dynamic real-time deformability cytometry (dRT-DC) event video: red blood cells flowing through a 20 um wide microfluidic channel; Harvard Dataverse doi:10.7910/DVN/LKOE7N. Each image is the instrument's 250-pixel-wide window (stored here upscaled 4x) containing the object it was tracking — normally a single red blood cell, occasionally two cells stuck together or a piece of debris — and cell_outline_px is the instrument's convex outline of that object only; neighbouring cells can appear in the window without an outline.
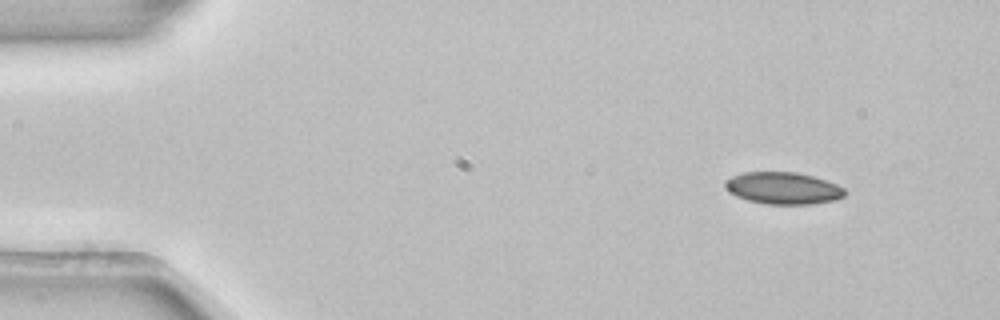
{"species": "common noctule bat (a hibernating species)", "species_latin": "Nyctalus noctula", "temperature_condition": "room temperature", "stored_images_in_passage": 2, "camera_frame_rate_fps": 3000, "um_per_image_px": 0.085, "animal": {"sex": "female", "body_mass_g": 22.7, "forearm_length_mm": 54.2}, "frame": {"image": 1, "passage_image": 2, "time_ms": 0.333, "image_size_px": [1000, 320], "cell_outline_px": [[844, 196], [836, 200], [812, 204], [764, 204], [748, 200], [736, 196], [728, 192], [724, 184], [724, 180], [732, 176], [744, 172], [796, 172], [812, 176], [836, 184], [844, 188]], "centroid_in_image_um": [66.53, 16.0], "position_along_channel_um": 18.5, "area_um2": 22.31}}